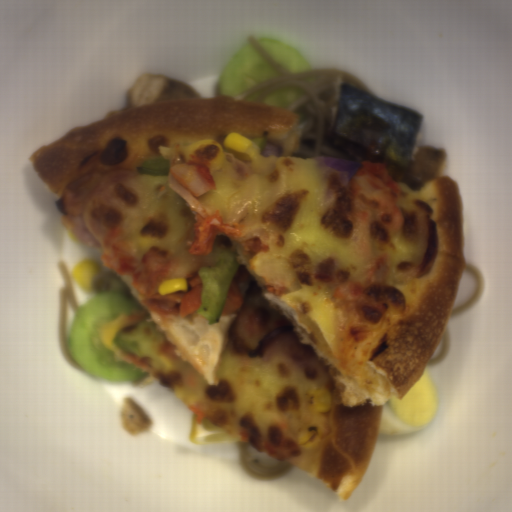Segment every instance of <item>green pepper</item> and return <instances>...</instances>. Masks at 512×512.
Masks as SVG:
<instances>
[{
  "mask_svg": "<svg viewBox=\"0 0 512 512\" xmlns=\"http://www.w3.org/2000/svg\"><path fill=\"white\" fill-rule=\"evenodd\" d=\"M139 175L168 176L171 175L170 159L162 156L149 158L136 166Z\"/></svg>",
  "mask_w": 512,
  "mask_h": 512,
  "instance_id": "3",
  "label": "green pepper"
},
{
  "mask_svg": "<svg viewBox=\"0 0 512 512\" xmlns=\"http://www.w3.org/2000/svg\"><path fill=\"white\" fill-rule=\"evenodd\" d=\"M248 140H251L252 142H254L256 145L259 146L260 148V151L263 150L264 146H265V143L267 141V138H266V134L265 135H262L260 137H257V138H253V139H248Z\"/></svg>",
  "mask_w": 512,
  "mask_h": 512,
  "instance_id": "4",
  "label": "green pepper"
},
{
  "mask_svg": "<svg viewBox=\"0 0 512 512\" xmlns=\"http://www.w3.org/2000/svg\"><path fill=\"white\" fill-rule=\"evenodd\" d=\"M239 254L232 243L226 245L215 262L201 267L199 271L202 303L196 312L205 317L210 325L218 323L221 317L229 287L241 266L237 261Z\"/></svg>",
  "mask_w": 512,
  "mask_h": 512,
  "instance_id": "1",
  "label": "green pepper"
},
{
  "mask_svg": "<svg viewBox=\"0 0 512 512\" xmlns=\"http://www.w3.org/2000/svg\"><path fill=\"white\" fill-rule=\"evenodd\" d=\"M111 341L133 357H148L151 360L148 367L155 371L169 375L177 370V360L163 357L156 351L168 339L150 315L126 324L116 331Z\"/></svg>",
  "mask_w": 512,
  "mask_h": 512,
  "instance_id": "2",
  "label": "green pepper"
}]
</instances>
